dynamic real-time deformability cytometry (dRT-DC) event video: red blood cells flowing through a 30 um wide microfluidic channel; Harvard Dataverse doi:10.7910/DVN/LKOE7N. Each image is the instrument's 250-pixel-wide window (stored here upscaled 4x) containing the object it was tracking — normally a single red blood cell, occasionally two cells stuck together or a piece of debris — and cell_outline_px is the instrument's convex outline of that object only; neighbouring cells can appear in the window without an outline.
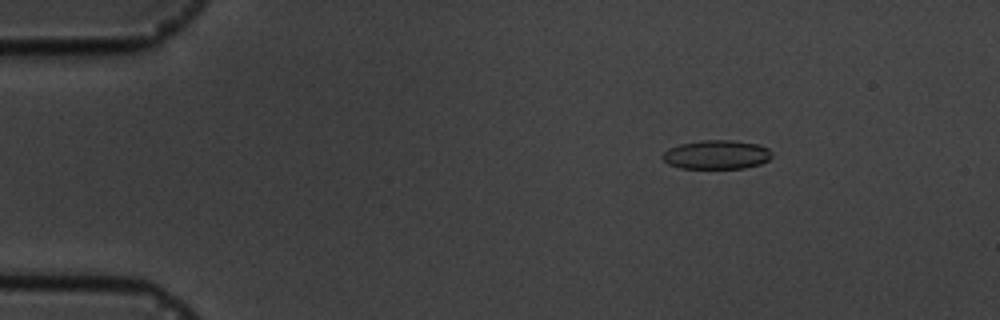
{"species": "common noctule bat (a hibernating species)", "species_latin": "Nyctalus noctula", "temperature_condition": "cold", "stored_images_in_passage": 7, "camera_frame_rate_fps": 3000, "um_per_image_px": 0.085, "animal": {"sex": "male", "body_mass_g": 19.5, "forearm_length_mm": 54.6}, "frame": {"image": 1, "passage_image": 2, "time_ms": 2.0, "image_size_px": [1000, 320], "cell_outline_px": [[772, 156], [768, 160], [760, 164], [744, 168], [680, 168], [668, 164], [660, 156], [668, 148], [680, 144], [700, 140], [732, 140], [760, 144], [768, 148], [772, 152]], "centroid_in_image_um": [60.91, 13.14], "position_along_channel_um": 24.1, "area_um2": 18.61}}
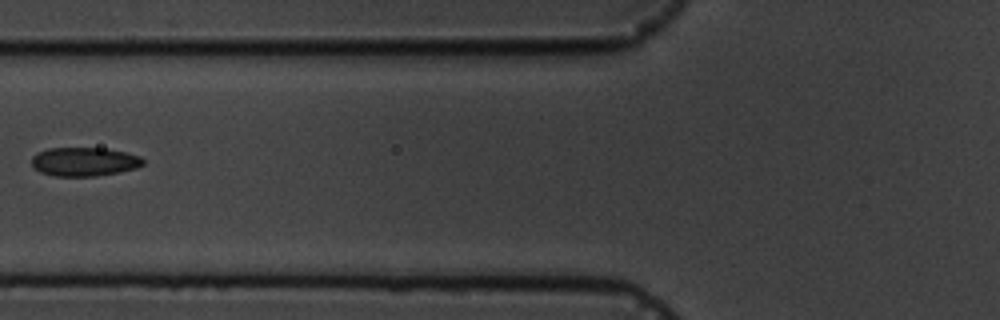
{"frame": {"image": 2, "passage_image": 6, "time_ms": 6.667, "image_size_px": [1000, 320], "cell_outline_px": [[144, 164], [136, 168], [96, 176], [56, 176], [40, 172], [32, 164], [32, 156], [36, 152], [48, 148], [104, 148], [124, 152], [140, 156], [144, 160]], "centroid_in_image_um": [7.14, 13.73], "position_along_channel_um": 118.7, "area_um2": 18.61}}
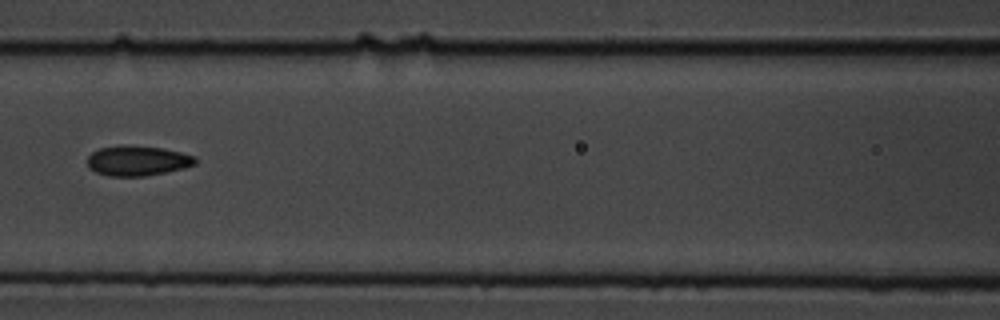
{"frame": {"image": 3, "passage_image": 7, "time_ms": 7.667, "image_size_px": [1000, 320], "cell_outline_px": [[196, 164], [184, 168], [144, 176], [108, 176], [96, 172], [88, 168], [88, 156], [92, 152], [100, 148], [120, 144], [128, 144], [160, 148], [180, 152], [196, 156]], "centroid_in_image_um": [11.66, 13.65], "position_along_channel_um": 154.9, "area_um2": 19.02}}